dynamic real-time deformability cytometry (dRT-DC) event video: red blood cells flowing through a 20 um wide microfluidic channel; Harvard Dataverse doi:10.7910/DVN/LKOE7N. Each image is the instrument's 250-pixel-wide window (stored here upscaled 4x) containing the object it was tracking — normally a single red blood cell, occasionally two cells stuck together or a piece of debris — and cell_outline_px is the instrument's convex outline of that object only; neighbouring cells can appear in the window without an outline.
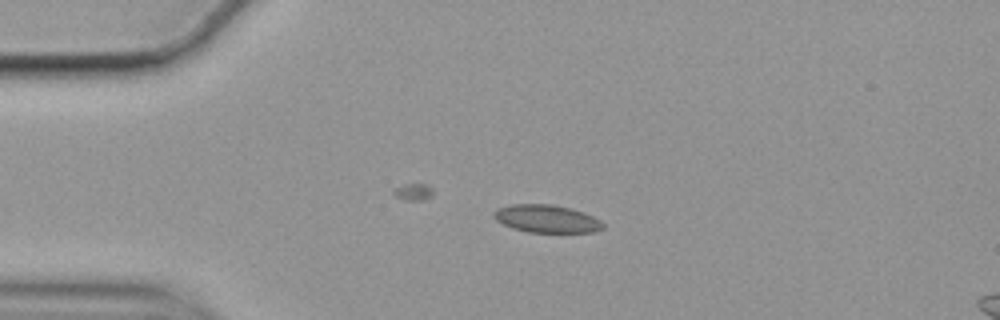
{"species": "common noctule bat (a hibernating species)", "species_latin": "Nyctalus noctula", "temperature_condition": "cold", "stored_images_in_passage": 9, "camera_frame_rate_fps": 3000, "um_per_image_px": 0.085, "animal": {"sex": "female", "body_mass_g": 19.9}, "frame": {"image": 1, "passage_image": 1, "time_ms": 0.0, "image_size_px": [1000, 320], "cell_outline_px": [[604, 228], [596, 232], [528, 232], [512, 228], [496, 220], [492, 216], [492, 212], [496, 208], [512, 204], [548, 204], [568, 208], [584, 212], [600, 220], [604, 224]], "centroid_in_image_um": [46.44, 18.59], "position_along_channel_um": 38.6, "area_um2": 17.69}}